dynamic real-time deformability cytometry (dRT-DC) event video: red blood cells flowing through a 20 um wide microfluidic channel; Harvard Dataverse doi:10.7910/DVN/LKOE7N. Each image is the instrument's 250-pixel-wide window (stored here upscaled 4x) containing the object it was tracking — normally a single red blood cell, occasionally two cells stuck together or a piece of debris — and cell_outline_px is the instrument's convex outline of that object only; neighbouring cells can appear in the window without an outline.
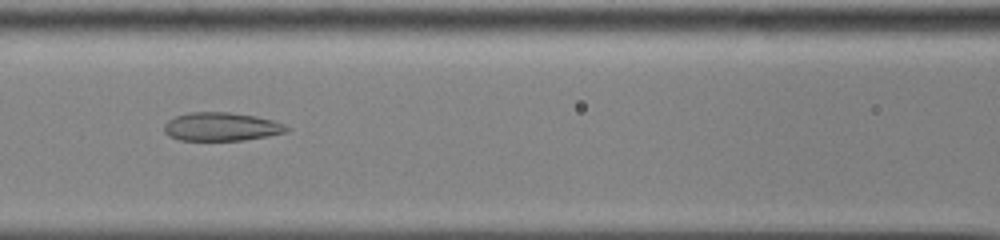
{"species": "common noctule bat (a hibernating species)", "species_latin": "Nyctalus noctula", "temperature_condition": "cold", "stored_images_in_passage": 54, "camera_frame_rate_fps": 3000, "um_per_image_px": 0.085, "animal": {"sex": "male", "body_mass_g": 13.0, "forearm_length_mm": 53.1}, "frame": {"image": 1, "passage_image": 26, "time_ms": 8.333, "image_size_px": [1000, 240], "cell_outline_px": [[292, 128], [288, 132], [268, 136], [244, 140], [180, 140], [168, 136], [164, 132], [164, 124], [168, 120], [176, 116], [192, 112], [228, 112], [256, 116], [272, 120], [284, 124]], "centroid_in_image_um": [18.84, 10.77], "position_along_channel_um": 147.8, "area_um2": 20.4}}
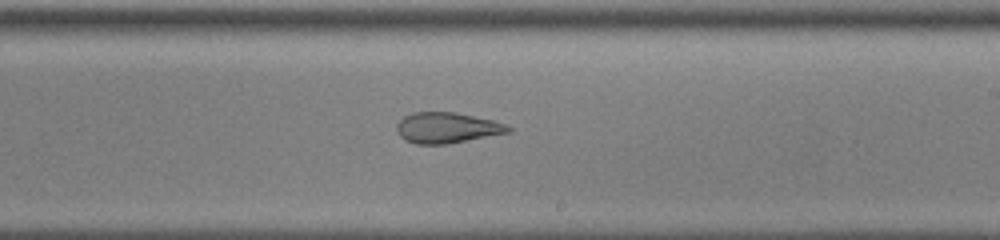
{"frame": {"image": 2, "passage_image": 34, "time_ms": 11.0, "image_size_px": [1000, 240], "cell_outline_px": [[512, 132], [448, 144], [416, 144], [404, 140], [400, 136], [396, 128], [396, 124], [404, 116], [412, 112], [452, 112], [492, 120], [504, 124], [512, 128]], "centroid_in_image_um": [37.97, 10.87], "position_along_channel_um": 251.0, "area_um2": 19.94}}
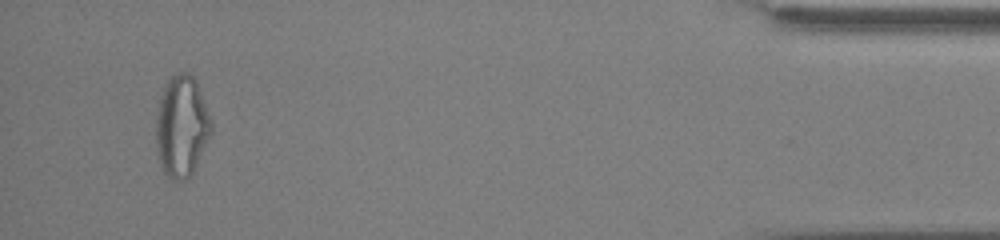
{"frame": {"image": 3, "passage_image": 52, "time_ms": 17.0, "image_size_px": [1000, 240], "cell_outline_px": [[212, 132], [192, 172], [184, 180], [172, 180], [164, 172], [160, 164], [156, 152], [156, 116], [160, 96], [164, 84], [176, 72], [188, 72], [196, 80], [212, 120]], "centroid_in_image_um": [15.42, 10.71], "position_along_channel_um": 419.8, "area_um2": 32.71}, "authors_computed_cell_mechanics": {"area_um2": 26.7614, "velocity_mm_per_s": 3.8926, "shape_relaxation_time_tau1_ms": null, "shape_relaxation_time_tau2_ms": 1.8597, "deformation_change_tau1": null, "deformation_change_tau2": 0.1001}}